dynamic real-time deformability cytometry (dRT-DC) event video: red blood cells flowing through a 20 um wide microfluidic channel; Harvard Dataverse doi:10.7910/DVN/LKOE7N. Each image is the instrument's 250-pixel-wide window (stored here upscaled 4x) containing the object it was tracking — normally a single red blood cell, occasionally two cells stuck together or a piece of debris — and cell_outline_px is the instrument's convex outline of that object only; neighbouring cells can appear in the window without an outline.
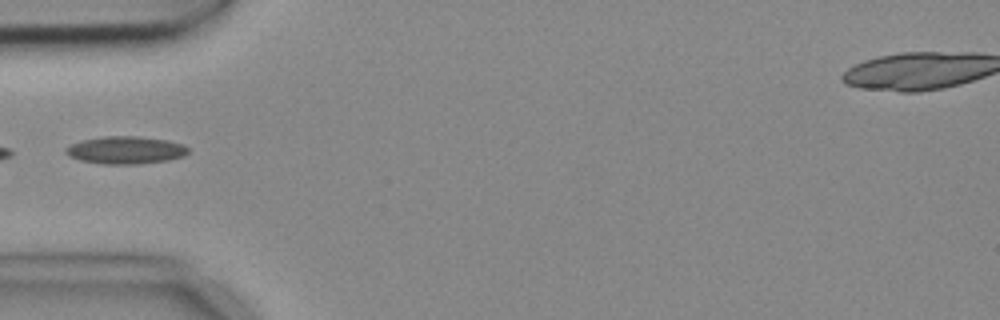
{"species": "common noctule bat (a hibernating species)", "species_latin": "Nyctalus noctula", "temperature_condition": "cold", "stored_images_in_passage": 4, "camera_frame_rate_fps": 3000, "um_per_image_px": 0.085, "animal": {"sex": "female", "body_mass_g": 18.4}, "frame": {"image": 1, "passage_image": 1, "time_ms": 0.0, "image_size_px": [1000, 320], "cell_outline_px": [[188, 152], [184, 156], [168, 160], [140, 164], [100, 164], [80, 160], [68, 156], [64, 152], [64, 148], [72, 144], [84, 140], [104, 136], [136, 136], [168, 140], [184, 144], [188, 148]], "centroid_in_image_um": [10.68, 12.76], "position_along_channel_um": 74.3, "area_um2": 19.77}}
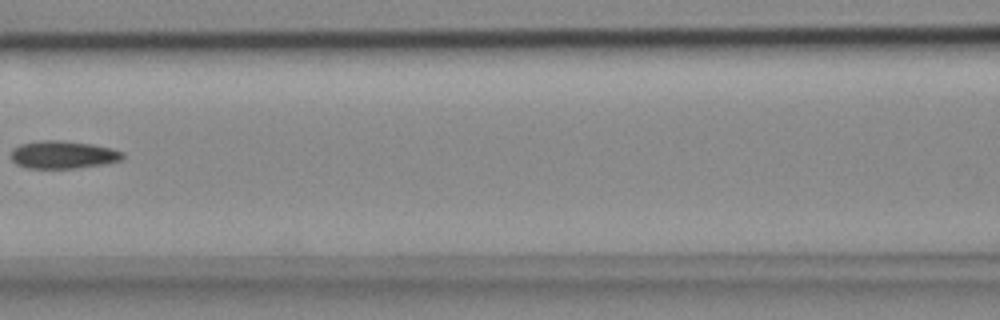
{"frame": {"image": 2, "passage_image": 3, "time_ms": 0.667, "image_size_px": [1000, 320], "cell_outline_px": [[124, 160], [108, 164], [76, 168], [28, 168], [16, 164], [12, 160], [12, 148], [20, 144], [36, 140], [64, 140], [92, 144], [112, 148], [124, 152]], "centroid_in_image_um": [5.4, 13.14], "position_along_channel_um": 161.2, "area_um2": 18.44}}
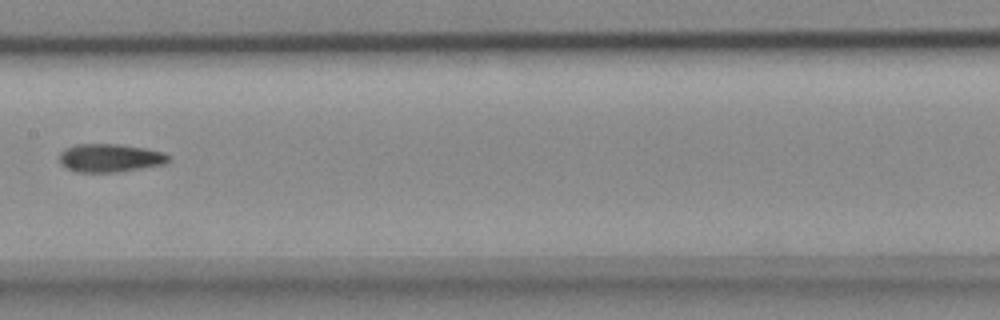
{"frame": {"image": 3, "passage_image": 4, "time_ms": 1.0, "image_size_px": [1000, 320], "cell_outline_px": [[172, 160], [164, 164], [120, 172], [76, 172], [64, 168], [60, 164], [60, 152], [64, 148], [76, 144], [120, 144], [144, 148], [164, 152]], "centroid_in_image_um": [9.33, 13.43], "position_along_channel_um": 198.1, "area_um2": 18.21}}